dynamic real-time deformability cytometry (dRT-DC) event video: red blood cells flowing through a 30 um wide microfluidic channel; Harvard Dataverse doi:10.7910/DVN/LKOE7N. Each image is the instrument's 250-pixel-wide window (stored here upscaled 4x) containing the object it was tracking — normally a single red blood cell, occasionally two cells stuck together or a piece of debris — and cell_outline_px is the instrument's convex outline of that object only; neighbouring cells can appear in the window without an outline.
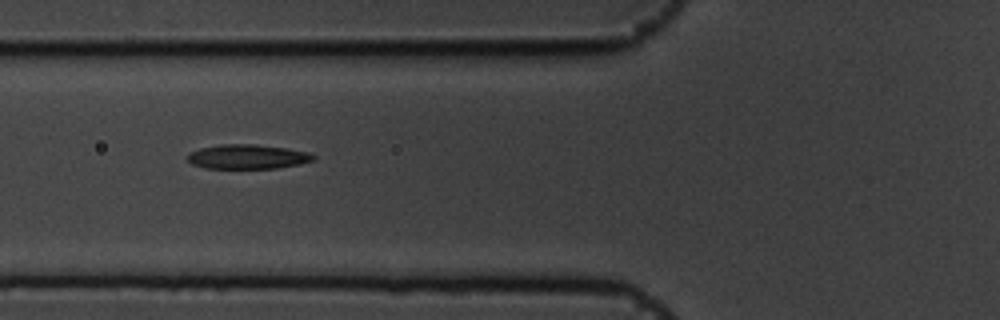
{"species": "common noctule bat (a hibernating species)", "species_latin": "Nyctalus noctula", "temperature_condition": "cold", "stored_images_in_passage": 8, "camera_frame_rate_fps": 3000, "um_per_image_px": 0.085, "animal": {"sex": "male", "body_mass_g": 19.5, "forearm_length_mm": 54.6}, "frame": {"image": 1, "passage_image": 5, "time_ms": 1.333, "image_size_px": [1000, 320], "cell_outline_px": [[316, 160], [300, 164], [276, 168], [204, 168], [192, 164], [184, 156], [188, 152], [200, 148], [220, 144], [256, 144], [288, 148], [312, 152], [316, 156]], "centroid_in_image_um": [21.06, 13.31], "position_along_channel_um": 104.7, "area_um2": 18.32}}
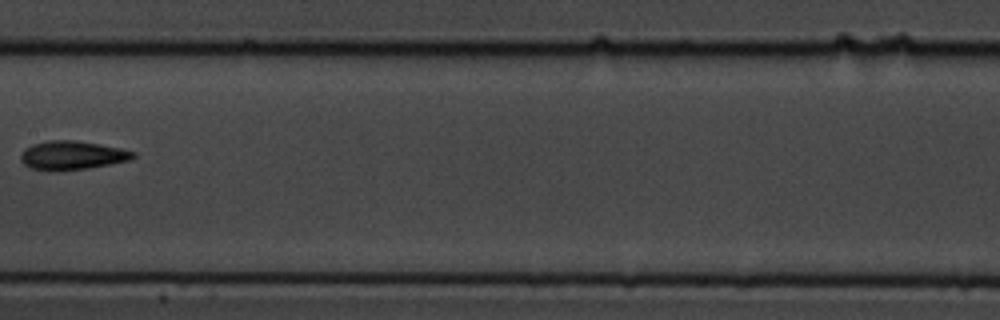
{"frame": {"image": 2, "passage_image": 7, "time_ms": 2.0, "image_size_px": [1000, 320], "cell_outline_px": [[136, 156], [128, 160], [112, 164], [88, 168], [52, 172], [48, 172], [32, 168], [24, 164], [20, 160], [20, 156], [24, 148], [32, 144], [48, 140], [76, 140], [100, 144], [120, 148], [136, 152]], "centroid_in_image_um": [6.1, 13.21], "position_along_channel_um": 201.3, "area_um2": 19.13}}
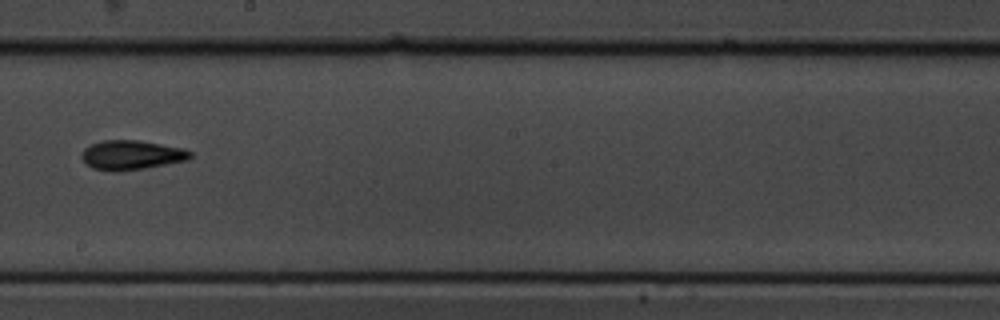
{"frame": {"image": 3, "passage_image": 8, "time_ms": 2.333, "image_size_px": [1000, 320], "cell_outline_px": [[192, 156], [188, 160], [144, 168], [120, 172], [112, 172], [92, 168], [80, 156], [84, 148], [92, 144], [104, 140], [136, 140], [184, 148], [192, 152]], "centroid_in_image_um": [11.17, 13.19], "position_along_channel_um": 237.0, "area_um2": 18.61}}